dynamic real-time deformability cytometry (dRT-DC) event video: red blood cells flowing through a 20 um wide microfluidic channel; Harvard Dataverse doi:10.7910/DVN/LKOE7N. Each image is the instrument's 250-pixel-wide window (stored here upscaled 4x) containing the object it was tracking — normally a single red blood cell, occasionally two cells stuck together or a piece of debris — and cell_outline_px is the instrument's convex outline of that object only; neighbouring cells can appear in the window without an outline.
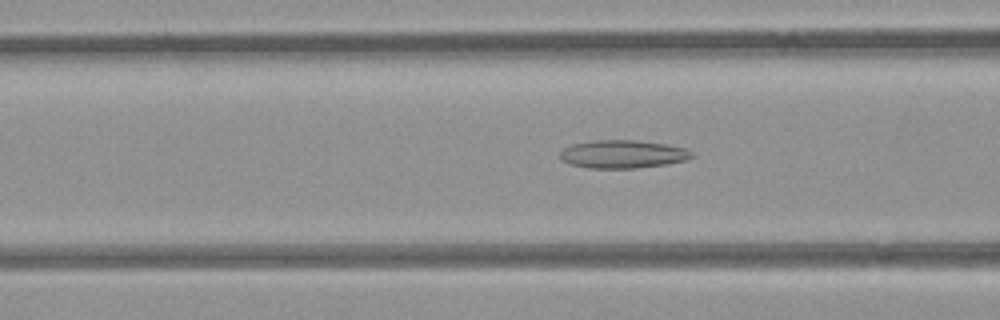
{"species": "common noctule bat (a hibernating species)", "species_latin": "Nyctalus noctula", "temperature_condition": "room temperature", "stored_images_in_passage": 53, "camera_frame_rate_fps": 3000, "um_per_image_px": 0.085, "animal": {"sex": "female", "body_mass_g": 21.9}, "frame": {"image": 1, "passage_image": 20, "time_ms": 6.333, "image_size_px": [1000, 320], "cell_outline_px": [[696, 156], [684, 160], [664, 164], [636, 168], [588, 168], [568, 164], [560, 160], [560, 152], [564, 148], [572, 144], [596, 140], [636, 140], [664, 144], [684, 148], [692, 152]], "centroid_in_image_um": [52.89, 13.1], "position_along_channel_um": 113.7, "area_um2": 21.5}}
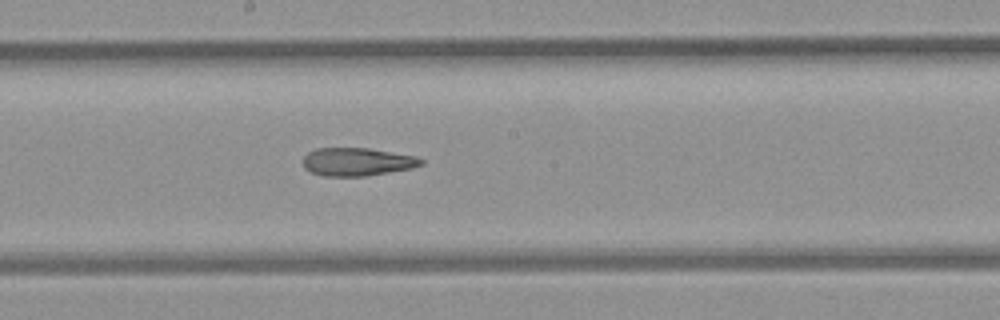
{"frame": {"image": 2, "passage_image": 28, "time_ms": 9.0, "image_size_px": [1000, 320], "cell_outline_px": [[424, 164], [412, 168], [368, 176], [324, 176], [312, 172], [304, 168], [304, 156], [308, 152], [316, 148], [368, 148], [416, 156], [424, 160]], "centroid_in_image_um": [30.38, 13.75], "position_along_channel_um": 217.8, "area_um2": 19.36}}
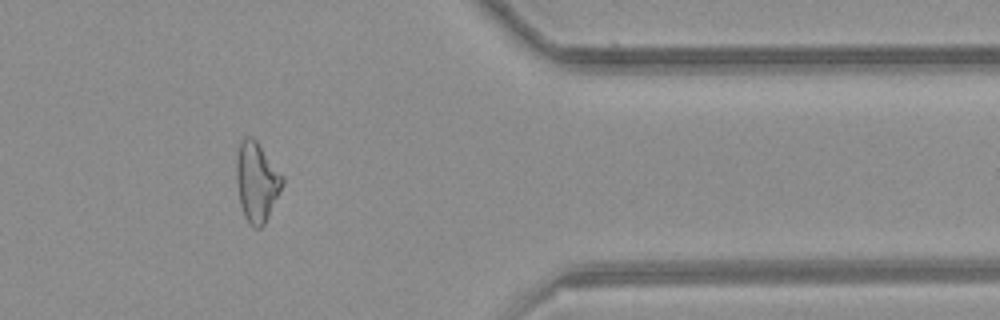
{"frame": {"image": 3, "passage_image": 43, "time_ms": 14.0, "image_size_px": [1000, 320], "cell_outline_px": [[284, 184], [264, 224], [260, 228], [252, 228], [248, 224], [244, 216], [240, 204], [236, 180], [236, 152], [240, 140], [244, 136], [252, 136], [256, 140], [284, 176]], "centroid_in_image_um": [21.8, 15.44], "position_along_channel_um": 389.6, "area_um2": 21.68}}